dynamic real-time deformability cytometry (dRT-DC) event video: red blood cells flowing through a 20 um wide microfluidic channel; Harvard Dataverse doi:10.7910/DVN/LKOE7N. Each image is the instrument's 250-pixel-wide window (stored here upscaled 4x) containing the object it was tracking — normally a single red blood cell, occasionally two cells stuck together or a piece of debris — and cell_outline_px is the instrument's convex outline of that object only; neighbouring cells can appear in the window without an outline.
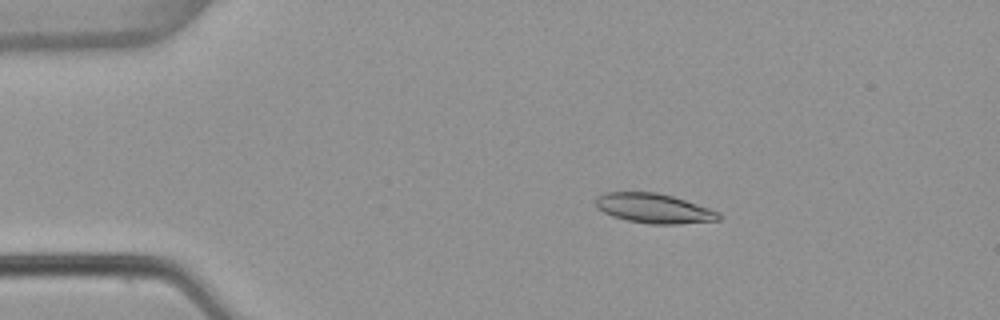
{"species": "common noctule bat (a hibernating species)", "species_latin": "Nyctalus noctula", "temperature_condition": "warm", "stored_images_in_passage": 53, "camera_frame_rate_fps": 3000, "um_per_image_px": 0.085, "animal": {"sex": "female", "body_mass_g": 22.7, "forearm_length_mm": 54.2}, "frame": {"image": 1, "passage_image": 9, "time_ms": 2.667, "image_size_px": [1000, 320], "cell_outline_px": [[724, 216], [720, 220], [676, 224], [648, 224], [628, 220], [612, 216], [596, 208], [596, 196], [604, 192], [656, 192], [672, 196], [720, 212]], "centroid_in_image_um": [55.58, 17.71], "position_along_channel_um": 29.4, "area_um2": 21.27}}
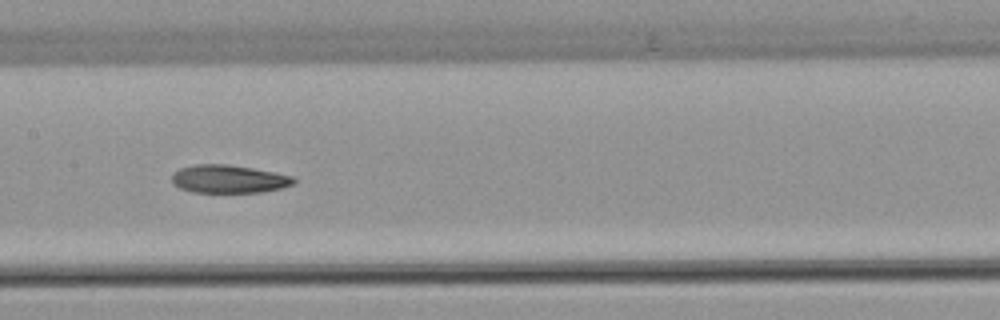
{"frame": {"image": 2, "passage_image": 26, "time_ms": 8.333, "image_size_px": [1000, 320], "cell_outline_px": [[296, 180], [292, 184], [280, 188], [260, 192], [192, 192], [180, 188], [172, 184], [172, 176], [180, 168], [196, 164], [228, 164], [276, 172], [292, 176]], "centroid_in_image_um": [19.43, 15.21], "position_along_channel_um": 188.0, "area_um2": 19.83}}
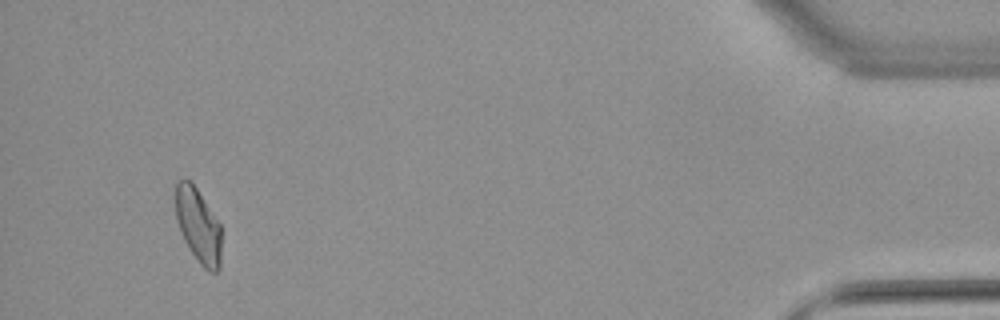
{"frame": {"image": 3, "passage_image": 50, "time_ms": 16.333, "image_size_px": [1000, 320], "cell_outline_px": [[220, 268], [216, 272], [208, 272], [200, 264], [184, 240], [176, 220], [176, 180], [188, 180], [196, 188], [220, 224]], "centroid_in_image_um": [16.84, 19.2], "position_along_channel_um": 418.4, "area_um2": 19.48}, "authors_computed_cell_mechanics": {"area_um2": 20.6924, "velocity_mm_per_s": 3.8118, "shape_relaxation_time_tau1_ms": 9.8305, "shape_relaxation_time_tau2_ms": 4.1579, "deformation_change_tau1": 0.2119, "deformation_change_tau2": 0.1063}}